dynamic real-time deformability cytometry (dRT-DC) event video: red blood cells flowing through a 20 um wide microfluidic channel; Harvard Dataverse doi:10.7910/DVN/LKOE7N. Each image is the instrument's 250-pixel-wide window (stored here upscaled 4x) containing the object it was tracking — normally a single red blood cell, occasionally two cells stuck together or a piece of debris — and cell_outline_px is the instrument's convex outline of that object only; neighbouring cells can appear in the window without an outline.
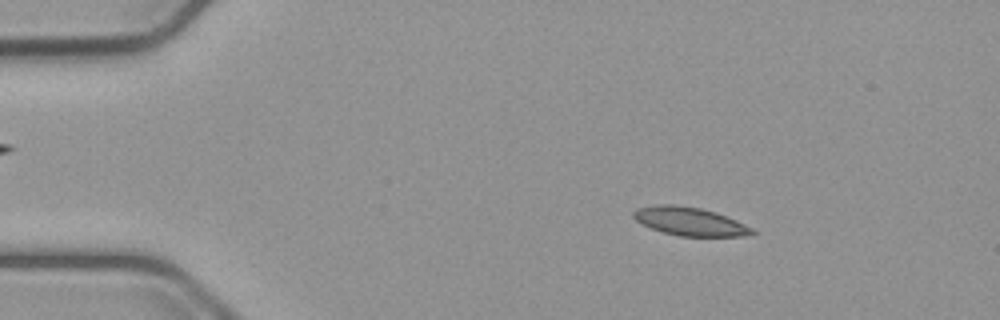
{"species": "common noctule bat (a hibernating species)", "species_latin": "Nyctalus noctula", "temperature_condition": "cold", "stored_images_in_passage": 54, "camera_frame_rate_fps": 3000, "um_per_image_px": 0.085, "animal": {"sex": "male", "body_mass_g": 23.1, "forearm_length_mm": 52.7}, "frame": {"image": 1, "passage_image": 8, "time_ms": 2.333, "image_size_px": [1000, 320], "cell_outline_px": [[756, 232], [744, 236], [680, 236], [664, 232], [640, 224], [632, 216], [632, 212], [636, 208], [656, 204], [672, 204], [700, 208], [716, 212], [736, 220], [752, 228]], "centroid_in_image_um": [58.59, 18.81], "position_along_channel_um": 26.4, "area_um2": 19.59}}
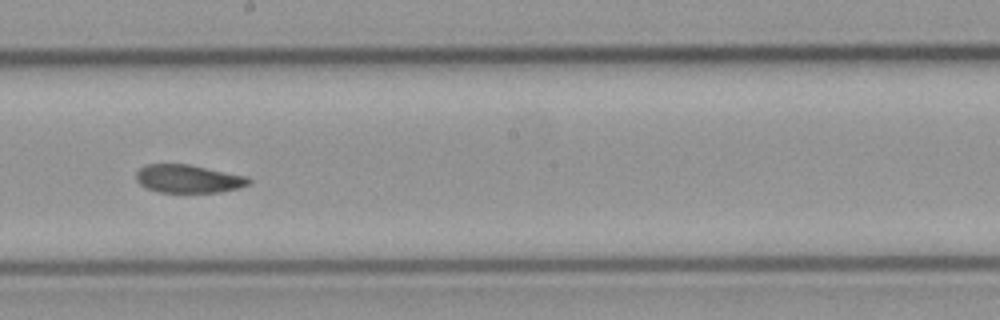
{"frame": {"image": 2, "passage_image": 30, "time_ms": 9.667, "image_size_px": [1000, 320], "cell_outline_px": [[252, 184], [240, 188], [220, 192], [156, 192], [140, 184], [136, 180], [136, 172], [144, 164], [188, 164], [248, 176], [252, 180]], "centroid_in_image_um": [16.04, 15.2], "position_along_channel_um": 232.2, "area_um2": 18.67}}
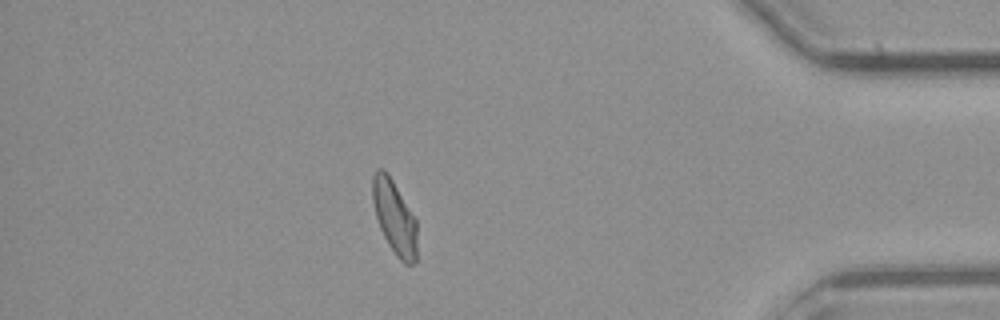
{"frame": {"image": 3, "passage_image": 47, "time_ms": 15.333, "image_size_px": [1000, 320], "cell_outline_px": [[416, 260], [412, 264], [404, 264], [396, 256], [388, 244], [380, 228], [376, 216], [372, 200], [372, 176], [376, 168], [384, 168], [392, 180], [416, 220]], "centroid_in_image_um": [33.5, 18.46], "position_along_channel_um": 401.7, "area_um2": 18.96}, "authors_computed_cell_mechanics": {"area_um2": 19.363, "velocity_mm_per_s": 3.734, "shape_relaxation_time_tau1_ms": 10.9605, "shape_relaxation_time_tau2_ms": 3.2889, "deformation_change_tau1": 0.1925, "deformation_change_tau2": 0.0773}}